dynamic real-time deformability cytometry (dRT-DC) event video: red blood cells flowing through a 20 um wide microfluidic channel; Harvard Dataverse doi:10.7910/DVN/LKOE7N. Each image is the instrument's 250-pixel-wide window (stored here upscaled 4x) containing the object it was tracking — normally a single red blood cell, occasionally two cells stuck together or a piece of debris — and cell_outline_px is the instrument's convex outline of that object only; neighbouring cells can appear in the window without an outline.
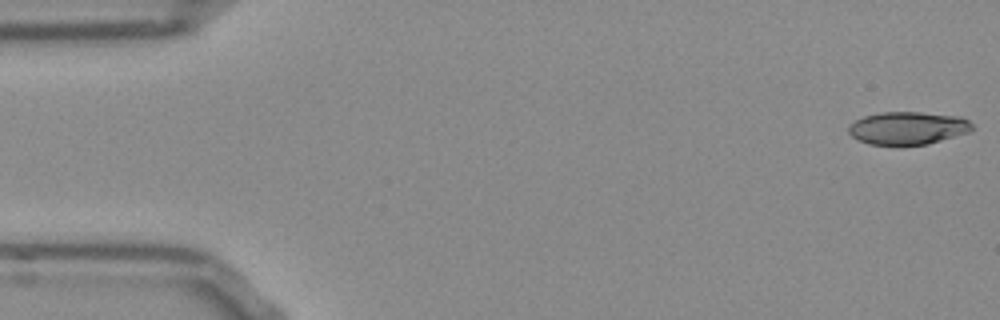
{"species": "Egyptian fruit bat (a non-hibernating species)", "species_latin": "Rousettus aegyptiacus", "temperature_condition": "room temperature", "stored_images_in_passage": 52, "camera_frame_rate_fps": 3000, "um_per_image_px": 0.085, "frame": {"image": 1, "passage_image": 1, "time_ms": 0.0, "image_size_px": [1000, 320], "cell_outline_px": [[976, 128], [968, 132], [928, 144], [900, 148], [896, 148], [868, 144], [852, 136], [848, 132], [848, 128], [856, 120], [864, 116], [880, 112], [920, 112], [960, 116], [968, 120]], "centroid_in_image_um": [77.16, 10.93], "position_along_channel_um": 7.8, "area_um2": 24.33}}
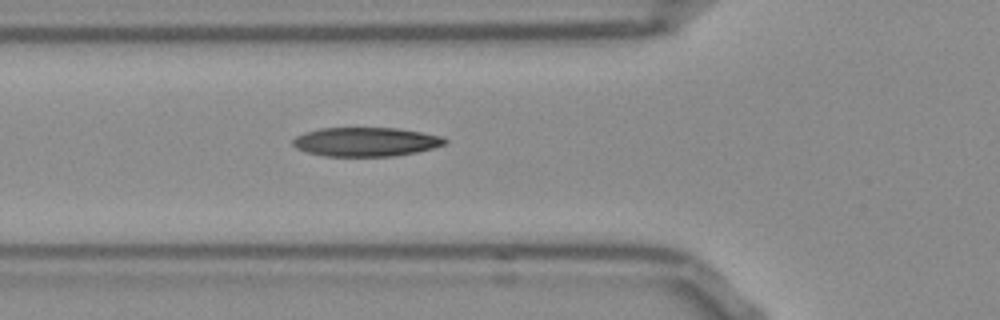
{"frame": {"image": 2, "passage_image": 18, "time_ms": 5.667, "image_size_px": [1000, 320], "cell_outline_px": [[448, 140], [444, 144], [432, 148], [416, 152], [392, 156], [324, 156], [308, 152], [296, 148], [292, 144], [292, 140], [296, 136], [304, 132], [320, 128], [396, 128], [444, 136]], "centroid_in_image_um": [31.08, 12.05], "position_along_channel_um": 94.7, "area_um2": 25.66}}
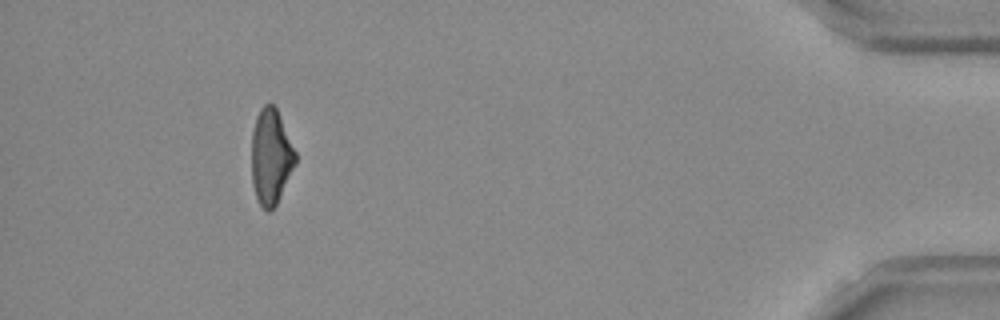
{"frame": {"image": 3, "passage_image": 48, "time_ms": 15.667, "image_size_px": [1000, 320], "cell_outline_px": [[296, 164], [276, 204], [268, 212], [260, 204], [256, 196], [252, 184], [252, 132], [256, 116], [260, 108], [264, 104], [272, 104], [276, 108], [296, 152]], "centroid_in_image_um": [23.02, 13.31], "position_along_channel_um": 412.2, "area_um2": 24.16}, "authors_computed_cell_mechanics": {"area_um2": 25.2586, "velocity_mm_per_s": 3.8388, "shape_relaxation_time_tau1_ms": 8.8316, "shape_relaxation_time_tau2_ms": 2.1191, "deformation_change_tau1": 0.2244, "deformation_change_tau2": 0.1029}}